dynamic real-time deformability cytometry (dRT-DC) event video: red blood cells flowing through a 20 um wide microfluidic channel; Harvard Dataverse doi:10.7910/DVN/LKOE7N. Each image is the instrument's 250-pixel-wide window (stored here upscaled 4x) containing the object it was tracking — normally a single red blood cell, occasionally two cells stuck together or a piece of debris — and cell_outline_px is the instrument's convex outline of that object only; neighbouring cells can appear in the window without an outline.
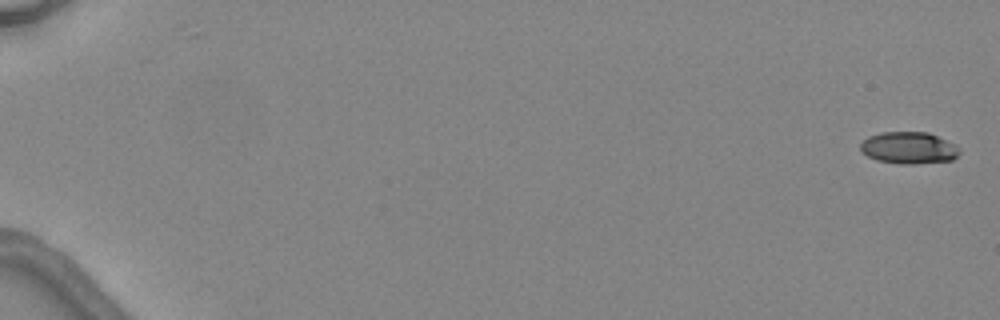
{"species": "common noctule bat (a hibernating species)", "species_latin": "Nyctalus noctula", "temperature_condition": "warm", "stored_images_in_passage": 5, "camera_frame_rate_fps": 3000, "um_per_image_px": 0.085, "animal": {"sex": "female", "body_mass_g": 24.6, "forearm_length_mm": 56.2}, "frame": {"image": 1, "passage_image": 1, "time_ms": 0.0, "image_size_px": [1000, 320], "cell_outline_px": [[960, 152], [952, 160], [916, 164], [900, 164], [876, 160], [860, 152], [860, 144], [868, 136], [880, 132], [928, 132], [956, 144], [960, 148]], "centroid_in_image_um": [77.24, 12.57], "position_along_channel_um": 7.8, "area_um2": 18.61}}
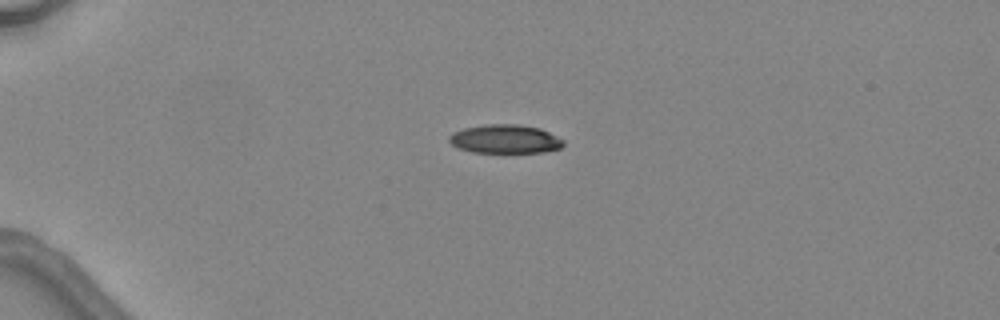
{"frame": {"image": 2, "passage_image": 4, "time_ms": 4.333, "image_size_px": [1000, 320], "cell_outline_px": [[564, 144], [560, 148], [544, 152], [512, 156], [472, 152], [460, 148], [452, 144], [448, 140], [448, 136], [452, 132], [464, 128], [488, 124], [516, 124], [540, 128], [564, 140]], "centroid_in_image_um": [42.94, 11.87], "position_along_channel_um": 42.1, "area_um2": 20.06}}